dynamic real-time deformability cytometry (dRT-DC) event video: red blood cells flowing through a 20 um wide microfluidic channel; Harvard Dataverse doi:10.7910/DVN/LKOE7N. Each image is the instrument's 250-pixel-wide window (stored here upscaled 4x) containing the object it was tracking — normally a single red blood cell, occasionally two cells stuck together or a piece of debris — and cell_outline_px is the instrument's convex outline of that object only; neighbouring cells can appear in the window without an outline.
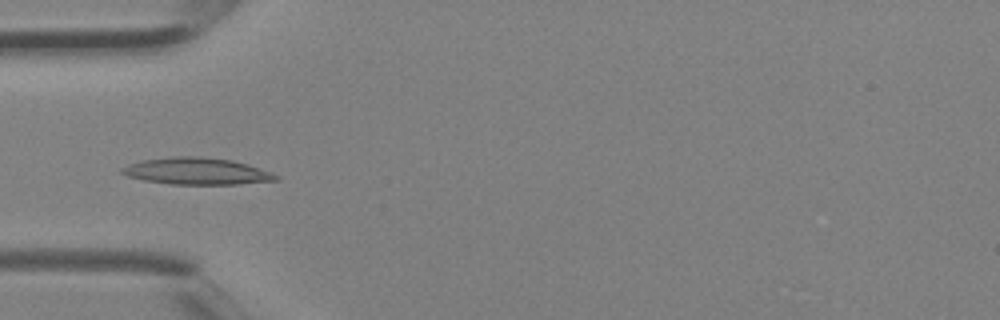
{"species": "Egyptian fruit bat (a non-hibernating species)", "species_latin": "Rousettus aegyptiacus", "temperature_condition": "room temperature", "stored_images_in_passage": 32, "camera_frame_rate_fps": 3000, "um_per_image_px": 0.085, "animal": {"sex": "female"}, "frame": {"image": 1, "passage_image": 4, "time_ms": 1.0, "image_size_px": [1000, 320], "cell_outline_px": [[280, 180], [240, 184], [168, 184], [144, 180], [128, 176], [120, 172], [120, 168], [128, 164], [140, 160], [172, 156], [196, 156], [232, 160], [248, 164], [272, 172], [280, 176]], "centroid_in_image_um": [16.73, 14.55], "position_along_channel_um": 68.3, "area_um2": 24.28}}
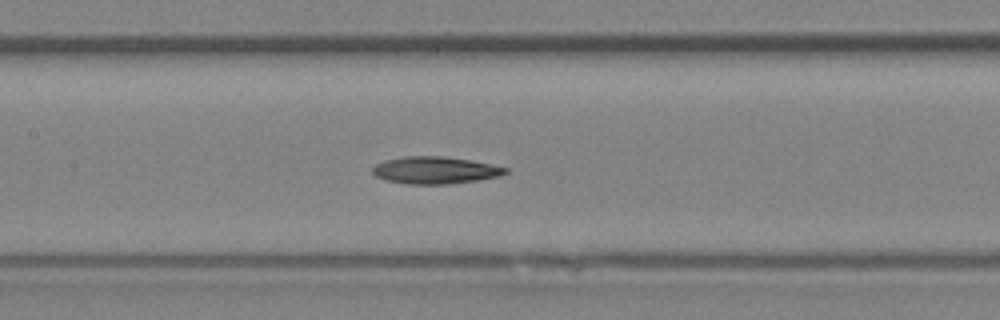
{"frame": {"image": 2, "passage_image": 10, "time_ms": 3.0, "image_size_px": [1000, 320], "cell_outline_px": [[508, 172], [500, 176], [476, 180], [448, 184], [408, 184], [384, 180], [376, 176], [372, 172], [372, 168], [376, 164], [384, 160], [404, 156], [444, 156], [472, 160], [508, 168]], "centroid_in_image_um": [36.97, 14.46], "position_along_channel_um": 170.4, "area_um2": 21.1}}
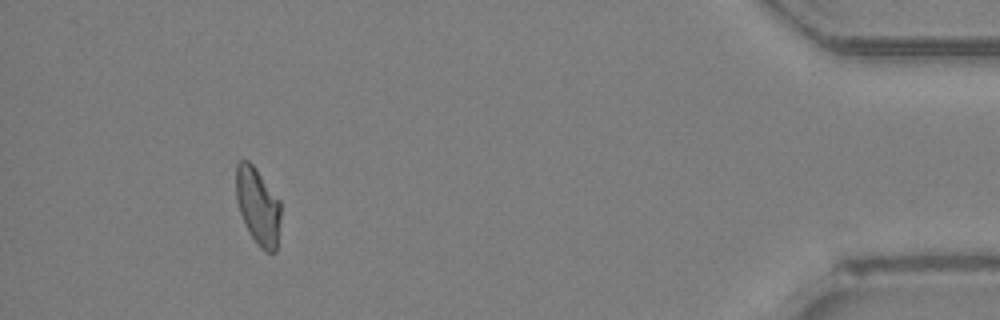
{"frame": {"image": 3, "passage_image": 28, "time_ms": 9.0, "image_size_px": [1000, 320], "cell_outline_px": [[280, 220], [276, 252], [264, 252], [256, 244], [240, 212], [236, 200], [236, 164], [240, 160], [248, 160], [256, 168], [280, 200]], "centroid_in_image_um": [21.93, 17.51], "position_along_channel_um": 413.3, "area_um2": 20.0}}